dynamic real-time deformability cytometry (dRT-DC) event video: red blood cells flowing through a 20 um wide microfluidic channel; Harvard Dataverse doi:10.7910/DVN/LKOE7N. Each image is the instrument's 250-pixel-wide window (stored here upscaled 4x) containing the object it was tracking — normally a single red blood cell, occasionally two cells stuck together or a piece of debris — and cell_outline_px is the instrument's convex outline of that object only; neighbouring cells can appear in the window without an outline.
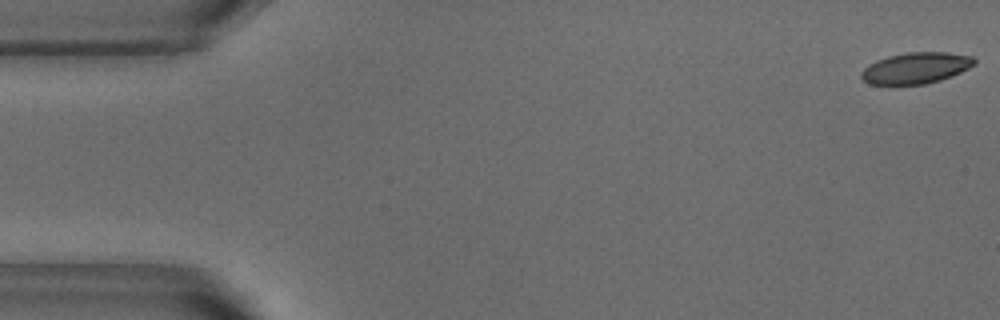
{"species": "common noctule bat (a hibernating species)", "species_latin": "Nyctalus noctula", "temperature_condition": "warm", "stored_images_in_passage": 46, "camera_frame_rate_fps": 3000, "um_per_image_px": 0.085, "animal": {"sex": "male", "body_mass_g": 18.8}, "frame": {"image": 1, "passage_image": 1, "time_ms": 0.0, "image_size_px": [1000, 320], "cell_outline_px": [[976, 64], [960, 72], [940, 80], [924, 84], [868, 84], [860, 76], [860, 72], [868, 64], [876, 60], [888, 56], [908, 52], [948, 52], [972, 56], [976, 60]], "centroid_in_image_um": [77.84, 5.77], "position_along_channel_um": 7.2, "area_um2": 20.52}}
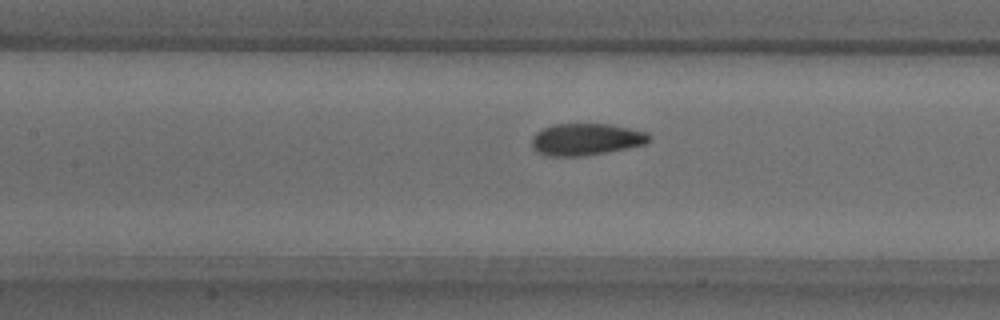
{"frame": {"image": 2, "passage_image": 23, "time_ms": 7.333, "image_size_px": [1000, 320], "cell_outline_px": [[652, 140], [644, 144], [628, 148], [580, 156], [548, 156], [536, 152], [532, 148], [532, 136], [536, 132], [552, 124], [608, 124], [648, 132], [652, 136]], "centroid_in_image_um": [49.81, 11.84], "position_along_channel_um": 157.6, "area_um2": 21.85}}
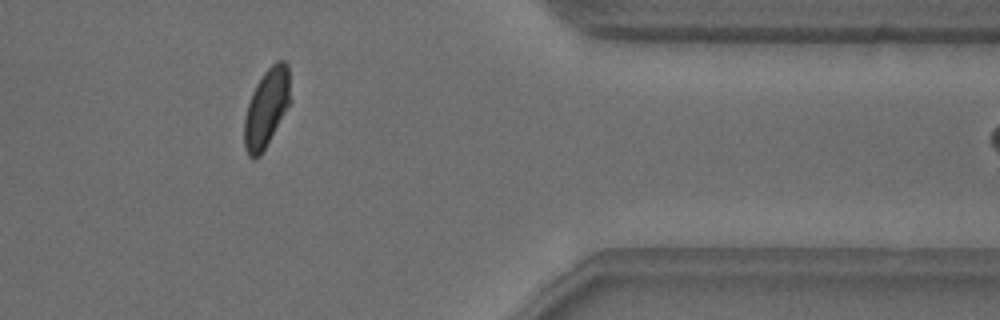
{"frame": {"image": 3, "passage_image": 43, "time_ms": 14.0, "image_size_px": [1000, 320], "cell_outline_px": [[292, 100], [260, 156], [256, 160], [248, 156], [244, 148], [244, 116], [252, 92], [256, 84], [264, 72], [276, 60], [284, 60], [288, 64]], "centroid_in_image_um": [22.66, 9.15], "position_along_channel_um": 388.7, "area_um2": 21.27}, "authors_computed_cell_mechanics": {"area_um2": 21.7906, "velocity_mm_per_s": 3.8078, "shape_relaxation_time_tau1_ms": 3.6938, "shape_relaxation_time_tau2_ms": 0.9383, "deformation_change_tau1": 0.1433, "deformation_change_tau2": 0.0565}}